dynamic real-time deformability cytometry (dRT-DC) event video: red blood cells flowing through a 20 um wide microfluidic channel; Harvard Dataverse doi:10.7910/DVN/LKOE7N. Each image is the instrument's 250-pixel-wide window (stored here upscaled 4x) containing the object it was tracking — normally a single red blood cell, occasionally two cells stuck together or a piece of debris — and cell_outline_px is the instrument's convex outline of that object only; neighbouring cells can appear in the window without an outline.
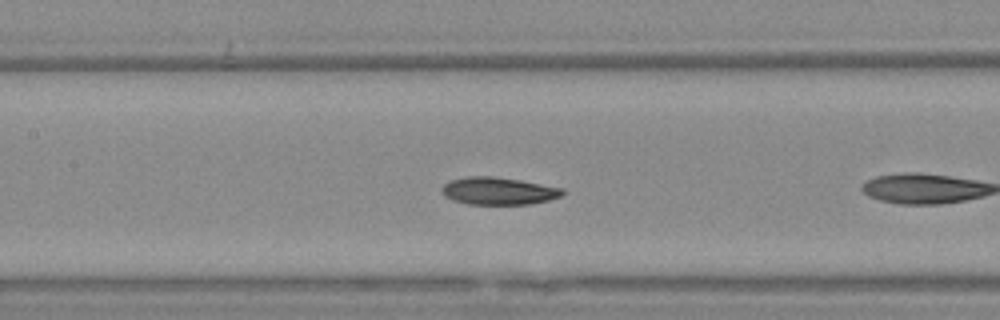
{"species": "Egyptian fruit bat (a non-hibernating species)", "species_latin": "Rousettus aegyptiacus", "temperature_condition": "warm", "stored_images_in_passage": 10, "camera_frame_rate_fps": 3000, "um_per_image_px": 0.085, "animal": {"sex": "female"}, "frame": {"image": 1, "passage_image": 9, "time_ms": 2.667, "image_size_px": [1000, 320], "cell_outline_px": [[564, 192], [560, 196], [548, 200], [532, 204], [468, 204], [452, 200], [444, 196], [440, 192], [440, 188], [444, 184], [452, 180], [468, 176], [492, 176], [564, 188]], "centroid_in_image_um": [42.32, 16.24], "position_along_channel_um": 165.1, "area_um2": 19.19}}